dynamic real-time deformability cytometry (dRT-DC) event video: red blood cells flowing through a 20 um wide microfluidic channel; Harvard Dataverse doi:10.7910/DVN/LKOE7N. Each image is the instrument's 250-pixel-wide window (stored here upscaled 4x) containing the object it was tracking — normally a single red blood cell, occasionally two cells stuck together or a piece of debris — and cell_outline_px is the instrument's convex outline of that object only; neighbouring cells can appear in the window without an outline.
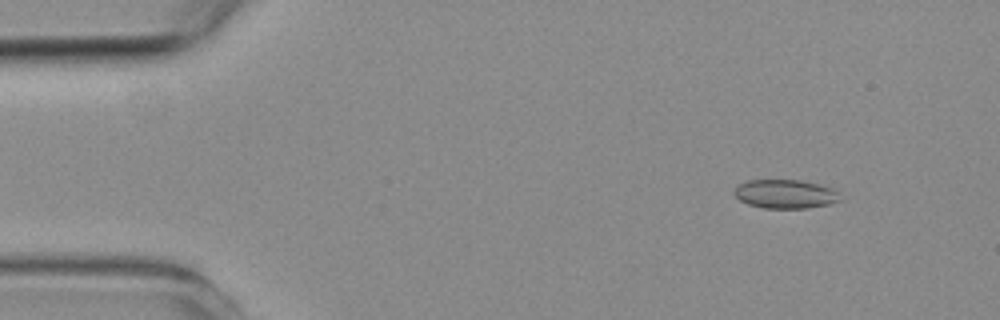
{"species": "common noctule bat (a hibernating species)", "species_latin": "Nyctalus noctula", "temperature_condition": "room temperature", "stored_images_in_passage": 2, "camera_frame_rate_fps": 3000, "um_per_image_px": 0.085, "animal": {"sex": "female", "body_mass_g": 19.3, "forearm_length_mm": 54.1}, "frame": {"image": 1, "passage_image": 2, "time_ms": 2.333, "image_size_px": [1000, 320], "cell_outline_px": [[840, 200], [828, 204], [808, 208], [764, 208], [748, 204], [740, 200], [732, 192], [740, 184], [748, 180], [800, 180], [820, 184], [832, 188], [836, 192]], "centroid_in_image_um": [66.73, 16.49], "position_along_channel_um": 18.3, "area_um2": 17.63}}